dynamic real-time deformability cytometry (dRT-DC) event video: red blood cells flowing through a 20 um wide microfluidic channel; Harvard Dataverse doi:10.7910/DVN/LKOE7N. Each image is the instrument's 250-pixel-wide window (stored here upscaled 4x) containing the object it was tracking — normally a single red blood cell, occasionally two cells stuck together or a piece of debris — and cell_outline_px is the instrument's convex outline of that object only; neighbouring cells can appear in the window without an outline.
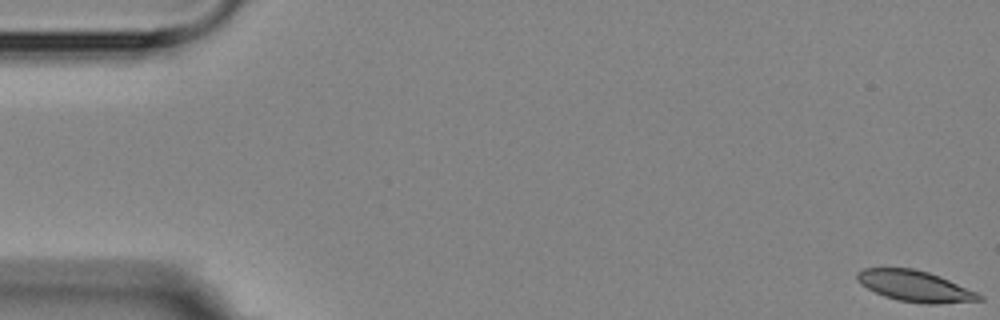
{"species": "Egyptian fruit bat (a non-hibernating species)", "species_latin": "Rousettus aegyptiacus", "temperature_condition": "room temperature", "stored_images_in_passage": 11, "camera_frame_rate_fps": 3000, "um_per_image_px": 0.085, "animal": {"sex": "female"}, "frame": {"image": 1, "passage_image": 1, "time_ms": 0.0, "image_size_px": [1000, 320], "cell_outline_px": [[984, 300], [936, 304], [928, 304], [896, 300], [884, 296], [860, 284], [856, 280], [856, 272], [864, 268], [912, 268], [928, 272], [940, 276], [976, 292], [984, 296]], "centroid_in_image_um": [77.76, 24.32], "position_along_channel_um": 7.2, "area_um2": 22.02}}
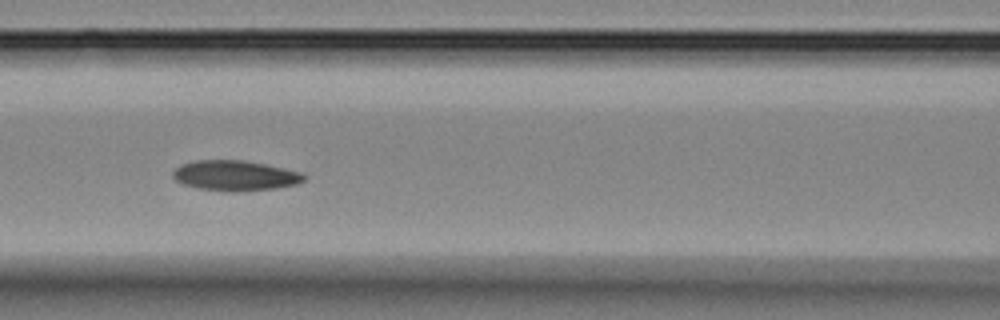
{"frame": {"image": 2, "passage_image": 7, "time_ms": 7.667, "image_size_px": [1000, 320], "cell_outline_px": [[308, 176], [304, 180], [296, 184], [276, 188], [236, 192], [232, 192], [196, 188], [184, 184], [176, 180], [172, 176], [172, 172], [180, 164], [196, 160], [244, 160], [264, 164], [300, 172]], "centroid_in_image_um": [19.96, 14.93], "position_along_channel_um": 146.6, "area_um2": 23.12}}
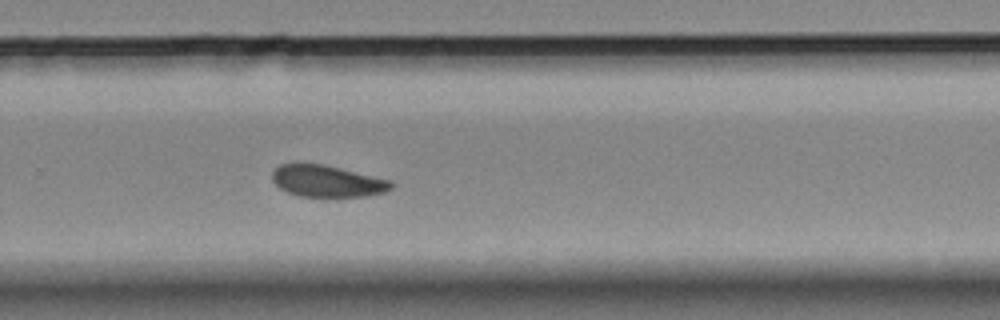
{"frame": {"image": 3, "passage_image": 11, "time_ms": 12.0, "image_size_px": [1000, 320], "cell_outline_px": [[392, 188], [384, 192], [364, 196], [332, 200], [328, 200], [300, 196], [288, 192], [280, 188], [272, 180], [272, 172], [280, 164], [324, 164], [388, 180], [392, 184]], "centroid_in_image_um": [27.78, 15.45], "position_along_channel_um": 302.0, "area_um2": 22.43}}